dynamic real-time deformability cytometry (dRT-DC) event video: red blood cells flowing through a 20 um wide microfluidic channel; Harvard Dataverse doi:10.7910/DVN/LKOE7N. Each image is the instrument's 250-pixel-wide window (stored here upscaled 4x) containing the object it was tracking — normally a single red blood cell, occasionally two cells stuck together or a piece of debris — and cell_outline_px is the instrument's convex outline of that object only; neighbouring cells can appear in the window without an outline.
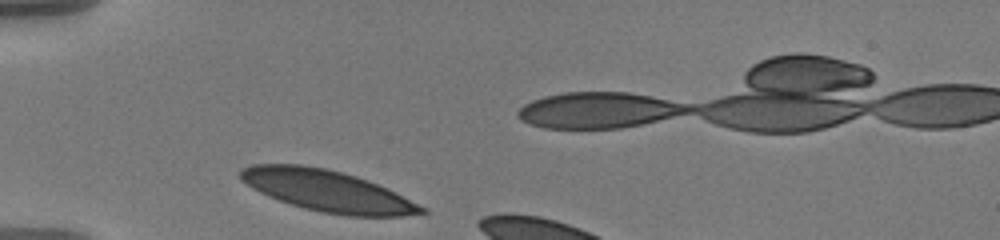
{"species": "human", "species_latin": "Homo sapiens", "temperature_condition": "warm", "stored_images_in_passage": 6, "camera_frame_rate_fps": 3000, "um_per_image_px": 0.085, "donor": {"sex": "male"}, "frame": {"image": 1, "passage_image": 1, "time_ms": 0.0, "image_size_px": [1000, 240], "cell_outline_px": [[428, 212], [404, 216], [348, 216], [320, 212], [304, 208], [268, 196], [252, 188], [240, 180], [240, 168], [252, 164], [304, 164], [328, 168], [356, 176], [368, 180], [388, 188], [428, 208]], "centroid_in_image_um": [27.84, 16.21], "position_along_channel_um": 57.2, "area_um2": 43.93}}